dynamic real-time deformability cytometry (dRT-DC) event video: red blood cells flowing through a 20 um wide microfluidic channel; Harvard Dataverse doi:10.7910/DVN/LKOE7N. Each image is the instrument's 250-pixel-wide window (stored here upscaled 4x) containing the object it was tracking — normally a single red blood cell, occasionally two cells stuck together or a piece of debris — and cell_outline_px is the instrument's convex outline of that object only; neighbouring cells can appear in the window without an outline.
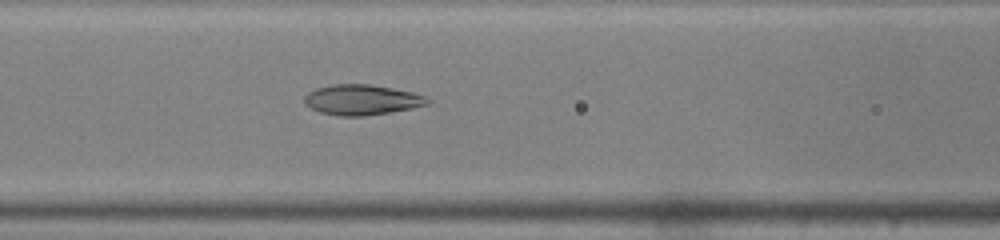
{"species": "common noctule bat (a hibernating species)", "species_latin": "Nyctalus noctula", "temperature_condition": "warm", "stored_images_in_passage": 46, "camera_frame_rate_fps": 3000, "um_per_image_px": 0.085, "animal": {"sex": "male", "body_mass_g": 19.0, "forearm_length_mm": 50.8}, "frame": {"image": 1, "passage_image": 21, "time_ms": 6.667, "image_size_px": [1000, 240], "cell_outline_px": [[432, 100], [428, 104], [412, 108], [392, 112], [364, 116], [340, 116], [320, 112], [304, 104], [304, 96], [308, 92], [316, 88], [336, 84], [368, 84], [392, 88], [412, 92], [424, 96]], "centroid_in_image_um": [30.75, 8.49], "position_along_channel_um": 135.8, "area_um2": 21.73}}
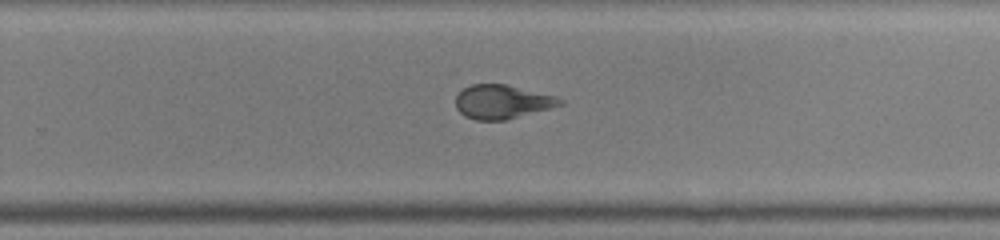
{"frame": {"image": 2, "passage_image": 32, "time_ms": 10.333, "image_size_px": [1000, 240], "cell_outline_px": [[564, 104], [552, 108], [504, 120], [476, 120], [464, 116], [456, 108], [456, 96], [464, 88], [472, 84], [504, 84], [556, 96], [564, 100]], "centroid_in_image_um": [42.69, 8.66], "position_along_channel_um": 287.1, "area_um2": 20.52}}
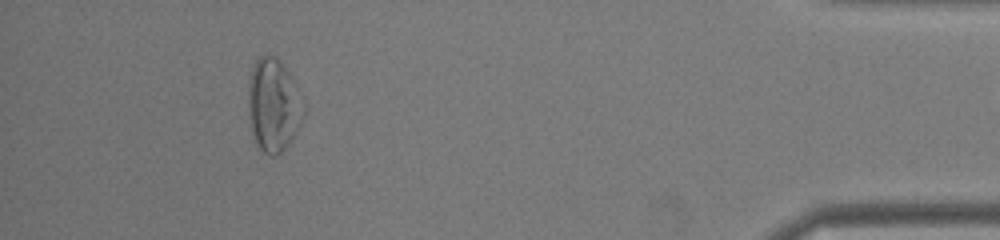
{"frame": {"image": 3, "passage_image": 45, "time_ms": 14.667, "image_size_px": [1000, 240], "cell_outline_px": [[304, 116], [292, 140], [280, 152], [272, 156], [264, 152], [256, 144], [248, 124], [248, 80], [252, 68], [256, 60], [260, 56], [276, 56], [280, 60], [288, 72], [304, 100]], "centroid_in_image_um": [23.22, 8.94], "position_along_channel_um": 412.0, "area_um2": 30.29}}